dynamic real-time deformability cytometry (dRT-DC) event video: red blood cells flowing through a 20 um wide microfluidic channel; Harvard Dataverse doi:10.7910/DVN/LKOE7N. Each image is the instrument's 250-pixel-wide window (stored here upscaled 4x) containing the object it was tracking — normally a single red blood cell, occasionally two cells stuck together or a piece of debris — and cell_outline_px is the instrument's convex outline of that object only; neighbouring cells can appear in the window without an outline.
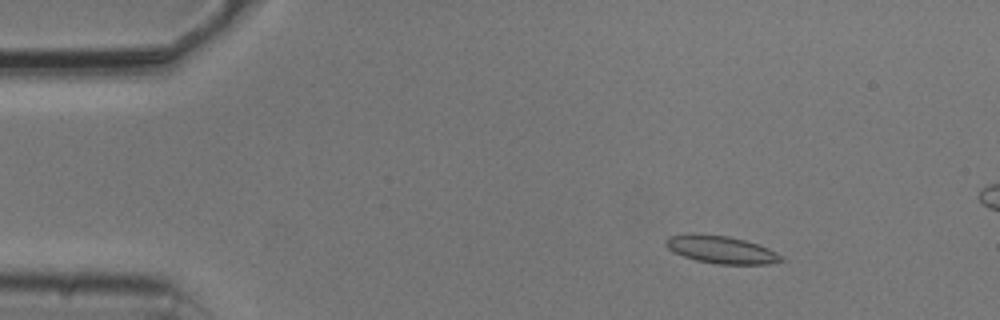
{"species": "common noctule bat (a hibernating species)", "species_latin": "Nyctalus noctula", "temperature_condition": "cold", "stored_images_in_passage": 54, "camera_frame_rate_fps": 3000, "um_per_image_px": 0.085, "animal": {"sex": "male", "body_mass_g": 20.5, "forearm_length_mm": 52.5}, "frame": {"image": 1, "passage_image": 7, "time_ms": 2.0, "image_size_px": [1000, 320], "cell_outline_px": [[788, 260], [768, 264], [716, 264], [696, 260], [684, 256], [668, 248], [664, 244], [664, 240], [668, 236], [692, 232], [728, 236], [744, 240], [768, 248], [784, 256]], "centroid_in_image_um": [61.3, 21.21], "position_along_channel_um": 23.7, "area_um2": 18.79}}
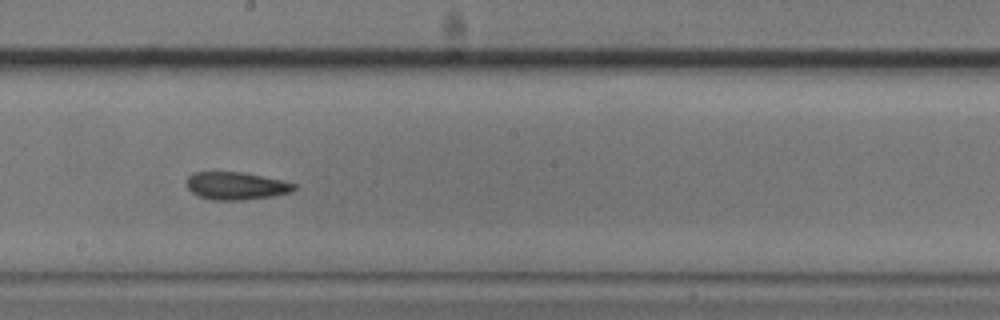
{"frame": {"image": 2, "passage_image": 29, "time_ms": 9.333, "image_size_px": [1000, 320], "cell_outline_px": [[296, 188], [292, 192], [272, 196], [244, 200], [216, 200], [200, 196], [192, 192], [188, 188], [188, 176], [192, 172], [244, 172], [280, 180], [296, 184]], "centroid_in_image_um": [20.09, 15.79], "position_along_channel_um": 228.1, "area_um2": 17.17}}
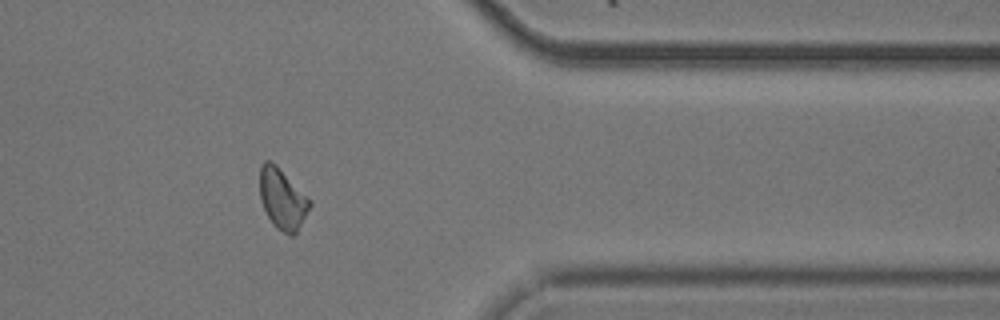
{"frame": {"image": 3, "passage_image": 43, "time_ms": 14.0, "image_size_px": [1000, 320], "cell_outline_px": [[312, 204], [296, 232], [292, 236], [288, 236], [276, 228], [272, 224], [260, 200], [260, 164], [264, 160], [268, 160], [276, 164], [312, 200]], "centroid_in_image_um": [24.0, 16.9], "position_along_channel_um": 387.4, "area_um2": 17.8}, "authors_computed_cell_mechanics": {"area_um2": 17.8024, "velocity_mm_per_s": 3.7617, "shape_relaxation_time_tau1_ms": 3.5159, "shape_relaxation_time_tau2_ms": 5.6278, "deformation_change_tau1": 0.1002, "deformation_change_tau2": 0.1025}}